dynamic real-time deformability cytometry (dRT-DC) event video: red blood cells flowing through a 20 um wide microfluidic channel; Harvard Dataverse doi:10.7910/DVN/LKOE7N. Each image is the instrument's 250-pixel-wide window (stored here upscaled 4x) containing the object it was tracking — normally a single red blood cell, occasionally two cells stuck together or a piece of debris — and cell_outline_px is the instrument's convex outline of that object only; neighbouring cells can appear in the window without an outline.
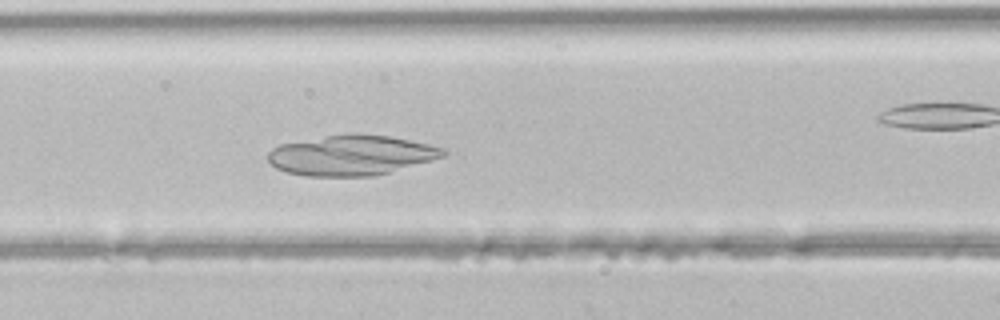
{"species": "common noctule bat (a hibernating species)", "species_latin": "Nyctalus noctula", "temperature_condition": "room temperature", "stored_images_in_passage": 39, "camera_frame_rate_fps": 3000, "um_per_image_px": 0.085, "animal": {"sex": "male", "body_mass_g": 21.5, "forearm_length_mm": 52.0}, "frame": {"image": 1, "passage_image": 17, "time_ms": 5.333, "image_size_px": [1000, 320], "cell_outline_px": [[448, 152], [444, 156], [432, 160], [388, 172], [372, 176], [308, 176], [288, 172], [276, 168], [268, 160], [268, 152], [272, 148], [280, 144], [348, 132], [356, 132], [388, 136], [428, 144], [444, 148]], "centroid_in_image_um": [29.85, 13.18], "position_along_channel_um": 136.7, "area_um2": 40.92}}
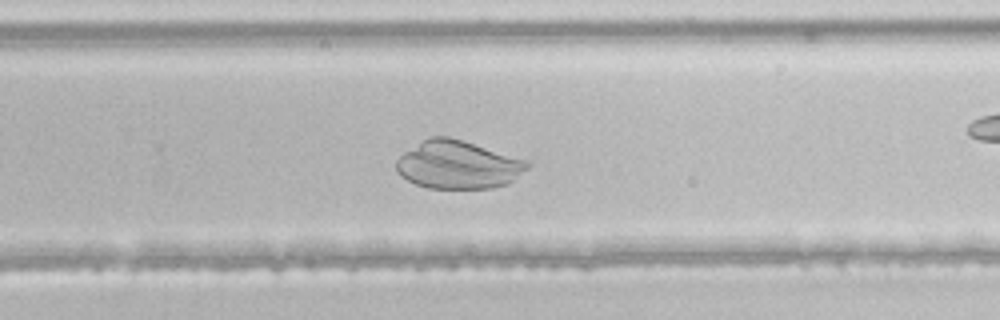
{"frame": {"image": 2, "passage_image": 28, "time_ms": 9.0, "image_size_px": [1000, 320], "cell_outline_px": [[532, 164], [528, 168], [508, 184], [492, 188], [428, 188], [416, 184], [400, 176], [396, 172], [396, 160], [404, 152], [424, 140], [432, 136], [448, 136], [528, 160]], "centroid_in_image_um": [38.94, 14.01], "position_along_channel_um": 290.9, "area_um2": 36.59}}